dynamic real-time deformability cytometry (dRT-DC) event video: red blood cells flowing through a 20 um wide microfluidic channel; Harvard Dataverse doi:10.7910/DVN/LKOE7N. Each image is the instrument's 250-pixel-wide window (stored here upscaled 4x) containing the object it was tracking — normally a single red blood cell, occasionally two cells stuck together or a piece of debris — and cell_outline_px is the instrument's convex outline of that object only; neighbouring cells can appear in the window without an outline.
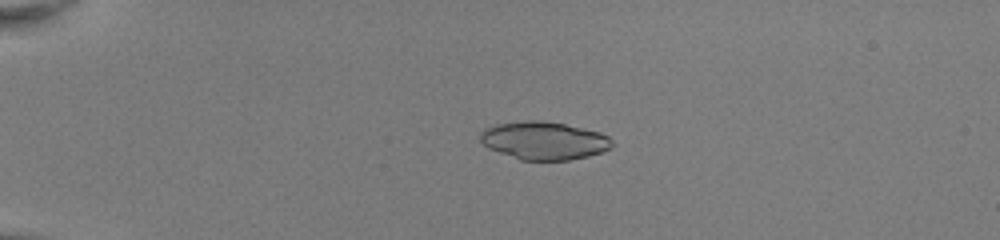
{"species": "common noctule bat (a hibernating species)", "species_latin": "Nyctalus noctula", "temperature_condition": "room temperature", "stored_images_in_passage": 52, "camera_frame_rate_fps": 3000, "um_per_image_px": 0.085, "animal": {"sex": "female", "body_mass_g": 22.0, "forearm_length_mm": 56.7}, "frame": {"image": 1, "passage_image": 14, "time_ms": 4.333, "image_size_px": [1000, 240], "cell_outline_px": [[616, 144], [612, 148], [588, 156], [568, 160], [520, 160], [488, 148], [480, 140], [480, 132], [484, 128], [496, 124], [528, 120], [540, 120], [564, 124], [600, 132], [608, 136]], "centroid_in_image_um": [46.25, 11.95], "position_along_channel_um": 38.8, "area_um2": 29.25}}